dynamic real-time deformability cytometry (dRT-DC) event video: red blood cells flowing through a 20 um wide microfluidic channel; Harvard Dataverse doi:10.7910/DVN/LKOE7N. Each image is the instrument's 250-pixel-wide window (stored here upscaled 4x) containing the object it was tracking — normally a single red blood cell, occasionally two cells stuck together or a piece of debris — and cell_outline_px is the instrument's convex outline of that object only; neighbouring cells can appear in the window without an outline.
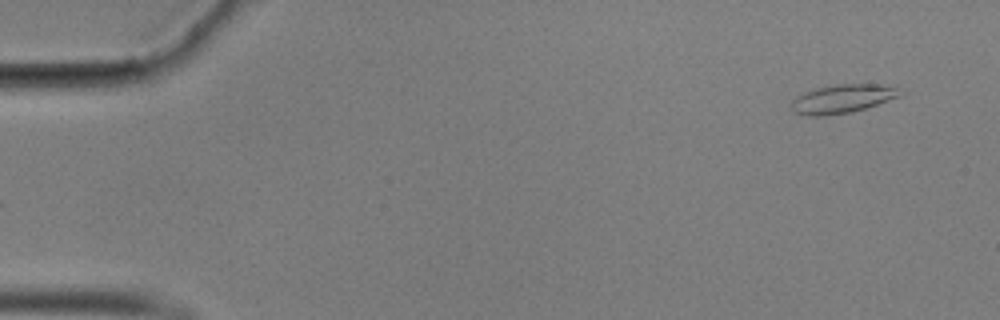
{"species": "common noctule bat (a hibernating species)", "species_latin": "Nyctalus noctula", "temperature_condition": "cold", "stored_images_in_passage": 55, "camera_frame_rate_fps": 3000, "um_per_image_px": 0.085, "animal": {"sex": "male", "body_mass_g": 17.9}, "frame": {"image": 1, "passage_image": 1, "time_ms": 0.0, "image_size_px": [1000, 320], "cell_outline_px": [[904, 92], [900, 96], [852, 112], [824, 116], [808, 116], [792, 112], [792, 100], [804, 92], [816, 88], [832, 84], [880, 84], [896, 88]], "centroid_in_image_um": [71.57, 8.4], "position_along_channel_um": 13.4, "area_um2": 18.09}}
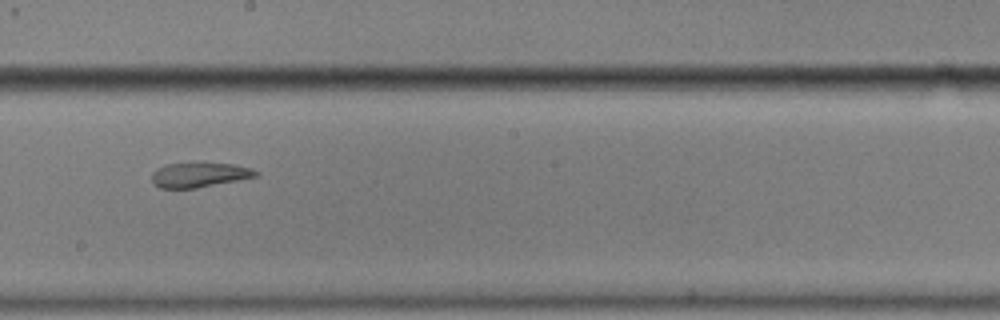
{"frame": {"image": 2, "passage_image": 30, "time_ms": 9.667, "image_size_px": [1000, 320], "cell_outline_px": [[260, 172], [256, 176], [196, 188], [160, 188], [152, 180], [152, 172], [156, 168], [168, 164], [232, 164], [252, 168]], "centroid_in_image_um": [16.93, 14.87], "position_along_channel_um": 231.3, "area_um2": 14.51}}
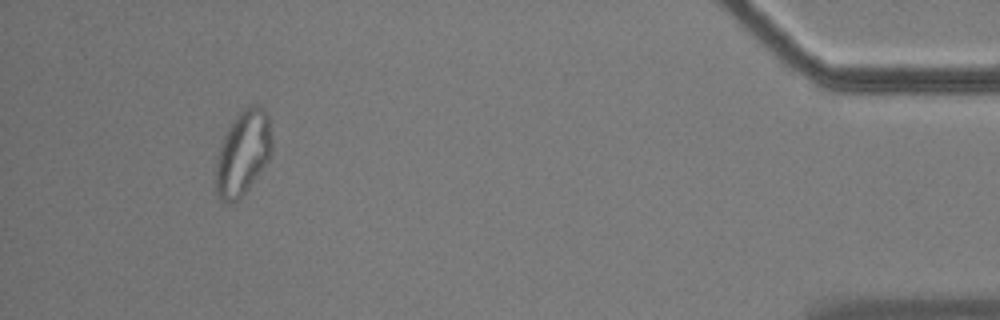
{"frame": {"image": 3, "passage_image": 51, "time_ms": 16.667, "image_size_px": [1000, 320], "cell_outline_px": [[272, 152], [268, 160], [248, 188], [236, 200], [228, 204], [220, 200], [216, 196], [216, 156], [224, 136], [228, 128], [236, 116], [244, 108], [252, 104], [260, 104], [268, 112], [272, 140]], "centroid_in_image_um": [20.65, 12.97], "position_along_channel_um": 414.5, "area_um2": 27.74}, "authors_computed_cell_mechanics": {"area_um2": 17.3978, "velocity_mm_per_s": 3.497, "shape_relaxation_time_tau1_ms": null, "shape_relaxation_time_tau2_ms": 1.9184, "deformation_change_tau1": null, "deformation_change_tau2": 0.0878}}